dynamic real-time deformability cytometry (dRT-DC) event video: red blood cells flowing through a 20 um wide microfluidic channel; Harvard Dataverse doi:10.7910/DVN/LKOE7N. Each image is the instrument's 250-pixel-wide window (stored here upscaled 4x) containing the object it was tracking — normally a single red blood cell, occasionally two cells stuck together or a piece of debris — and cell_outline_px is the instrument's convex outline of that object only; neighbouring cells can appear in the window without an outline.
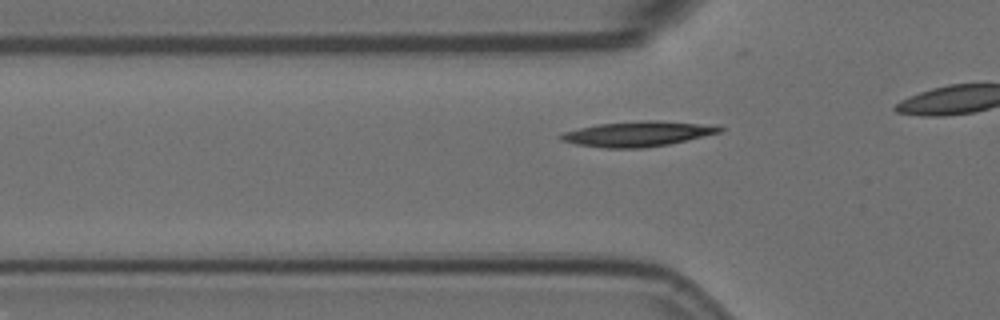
{"species": "Egyptian fruit bat (a non-hibernating species)", "species_latin": "Rousettus aegyptiacus", "temperature_condition": "room temperature", "stored_images_in_passage": 4, "segment_of_instrument_passage": [2, 2], "camera_frame_rate_fps": 3000, "um_per_image_px": 0.085, "animal": {"sex": "female"}, "frame": {"image": 1, "passage_image": 4, "time_ms": 1.0, "image_size_px": [1000, 320], "cell_outline_px": [[724, 128], [720, 132], [668, 144], [644, 148], [604, 148], [576, 144], [560, 140], [556, 136], [564, 132], [596, 124], [644, 120], [656, 120], [696, 124]], "centroid_in_image_um": [54.08, 11.39], "position_along_channel_um": 71.7, "area_um2": 22.83}}